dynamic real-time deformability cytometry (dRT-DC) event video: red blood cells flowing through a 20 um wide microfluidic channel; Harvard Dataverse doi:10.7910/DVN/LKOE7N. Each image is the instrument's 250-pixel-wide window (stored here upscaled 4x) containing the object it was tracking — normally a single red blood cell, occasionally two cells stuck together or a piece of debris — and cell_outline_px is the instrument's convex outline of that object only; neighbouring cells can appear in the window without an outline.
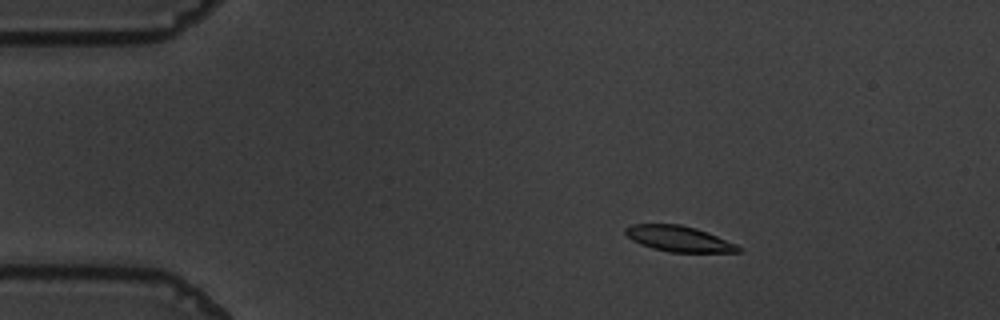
{"species": "common noctule bat (a hibernating species)", "species_latin": "Nyctalus noctula", "temperature_condition": "warm", "stored_images_in_passage": 57, "camera_frame_rate_fps": 3000, "um_per_image_px": 0.085, "animal": {"sex": "male", "body_mass_g": 19.5, "forearm_length_mm": 54.6}, "frame": {"image": 1, "passage_image": 10, "time_ms": 3.0, "image_size_px": [1000, 320], "cell_outline_px": [[744, 248], [740, 252], [668, 252], [652, 248], [640, 244], [632, 240], [624, 232], [624, 228], [632, 224], [680, 224], [696, 228], [708, 232], [736, 244]], "centroid_in_image_um": [57.71, 20.29], "position_along_channel_um": 27.3, "area_um2": 16.99}}
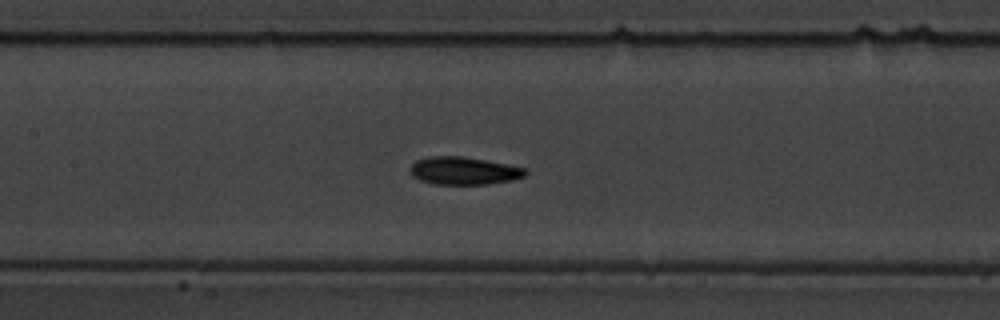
{"frame": {"image": 2, "passage_image": 27, "time_ms": 8.667, "image_size_px": [1000, 320], "cell_outline_px": [[528, 172], [524, 176], [512, 180], [488, 184], [436, 184], [420, 180], [412, 176], [408, 172], [408, 168], [416, 160], [428, 156], [460, 156], [484, 160], [524, 168]], "centroid_in_image_um": [39.35, 14.52], "position_along_channel_um": 168.0, "area_um2": 18.55}}
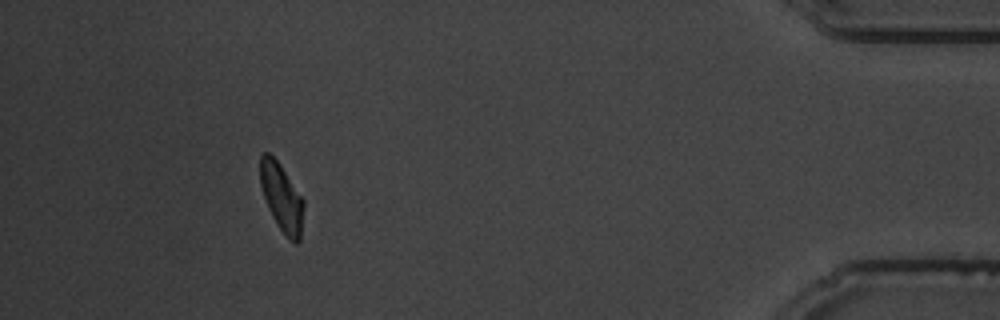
{"frame": {"image": 3, "passage_image": 52, "time_ms": 17.0, "image_size_px": [1000, 320], "cell_outline_px": [[304, 208], [300, 240], [296, 244], [276, 224], [268, 208], [260, 184], [260, 156], [264, 152], [268, 152], [276, 160], [304, 200]], "centroid_in_image_um": [23.93, 16.78], "position_along_channel_um": 411.3, "area_um2": 16.82}, "authors_computed_cell_mechanics": {"area_um2": 17.8024, "velocity_mm_per_s": 3.6136, "shape_relaxation_time_tau1_ms": 3.7453, "shape_relaxation_time_tau2_ms": 3.5321, "deformation_change_tau1": 0.1564, "deformation_change_tau2": 0.097}}